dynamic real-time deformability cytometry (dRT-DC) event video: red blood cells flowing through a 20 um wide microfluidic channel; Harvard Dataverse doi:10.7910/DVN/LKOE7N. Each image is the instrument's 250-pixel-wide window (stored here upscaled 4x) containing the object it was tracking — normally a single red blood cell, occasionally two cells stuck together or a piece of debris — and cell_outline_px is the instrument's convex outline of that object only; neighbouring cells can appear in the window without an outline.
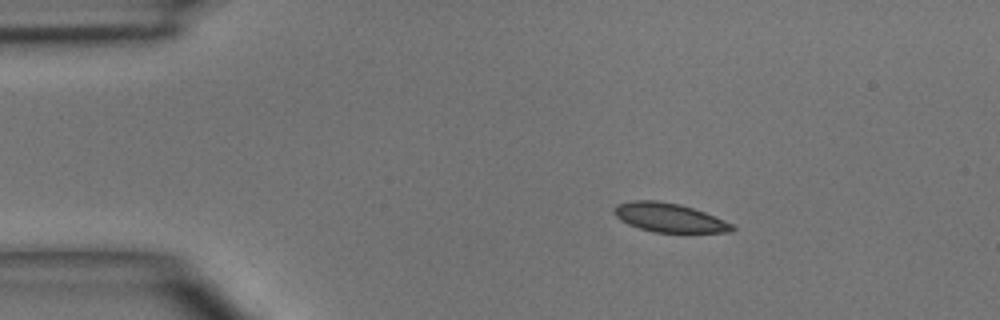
{"species": "common noctule bat (a hibernating species)", "species_latin": "Nyctalus noctula", "temperature_condition": "room temperature", "stored_images_in_passage": 3, "camera_frame_rate_fps": 3000, "um_per_image_px": 0.085, "animal": {"sex": "male", "body_mass_g": 15.6}, "frame": {"image": 1, "passage_image": 2, "time_ms": 1.0, "image_size_px": [1000, 320], "cell_outline_px": [[736, 228], [732, 232], [652, 232], [628, 224], [620, 220], [612, 212], [612, 208], [616, 204], [632, 200], [656, 200], [680, 204], [704, 212], [724, 220], [732, 224]], "centroid_in_image_um": [56.83, 18.49], "position_along_channel_um": 28.2, "area_um2": 19.94}}